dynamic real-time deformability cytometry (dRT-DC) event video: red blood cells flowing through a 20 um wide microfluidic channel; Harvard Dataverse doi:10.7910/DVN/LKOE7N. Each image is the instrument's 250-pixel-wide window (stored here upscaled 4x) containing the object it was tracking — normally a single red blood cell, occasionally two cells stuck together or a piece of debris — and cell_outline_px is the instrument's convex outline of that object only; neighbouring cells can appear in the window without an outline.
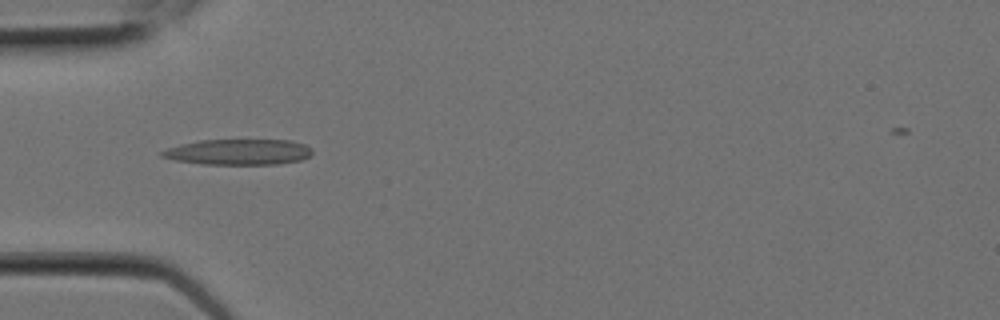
{"species": "Egyptian fruit bat (a non-hibernating species)", "species_latin": "Rousettus aegyptiacus", "temperature_condition": "room temperature", "stored_images_in_passage": 2, "camera_frame_rate_fps": 3000, "um_per_image_px": 0.085, "animal": {"sex": "female"}, "frame": {"image": 1, "passage_image": 1, "time_ms": 0.0, "image_size_px": [1000, 320], "cell_outline_px": [[312, 152], [308, 156], [300, 160], [276, 164], [200, 164], [176, 160], [160, 156], [160, 152], [168, 148], [180, 144], [200, 140], [292, 140], [304, 144], [312, 148]], "centroid_in_image_um": [20.26, 12.91], "position_along_channel_um": 64.7, "area_um2": 22.43}}
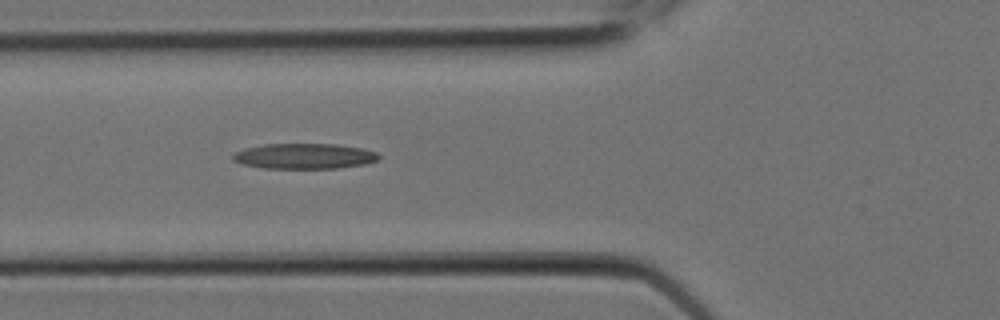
{"frame": {"image": 2, "passage_image": 2, "time_ms": 0.333, "image_size_px": [1000, 320], "cell_outline_px": [[380, 160], [364, 164], [336, 168], [264, 168], [244, 164], [232, 160], [232, 156], [236, 152], [244, 148], [264, 144], [336, 144], [364, 148], [376, 152], [380, 156]], "centroid_in_image_um": [25.9, 13.26], "position_along_channel_um": 99.9, "area_um2": 21.62}}